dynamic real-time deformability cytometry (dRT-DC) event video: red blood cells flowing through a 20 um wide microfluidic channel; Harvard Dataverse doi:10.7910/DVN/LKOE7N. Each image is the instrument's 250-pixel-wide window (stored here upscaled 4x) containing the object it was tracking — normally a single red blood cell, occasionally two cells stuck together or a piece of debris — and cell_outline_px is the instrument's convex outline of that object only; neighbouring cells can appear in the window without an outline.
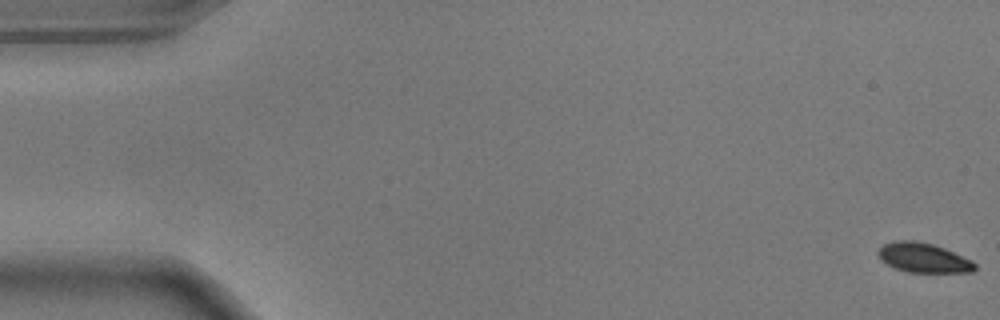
{"species": "common noctule bat (a hibernating species)", "species_latin": "Nyctalus noctula", "temperature_condition": "warm", "stored_images_in_passage": 56, "camera_frame_rate_fps": 3000, "um_per_image_px": 0.085, "animal": {"sex": "male", "body_mass_g": 17.9}, "frame": {"image": 1, "passage_image": 1, "time_ms": 0.0, "image_size_px": [1000, 320], "cell_outline_px": [[976, 268], [972, 272], [908, 272], [896, 268], [880, 260], [876, 252], [884, 244], [896, 240], [912, 240], [932, 244], [944, 248], [972, 260], [976, 264]], "centroid_in_image_um": [78.48, 21.91], "position_along_channel_um": 6.5, "area_um2": 16.59}}
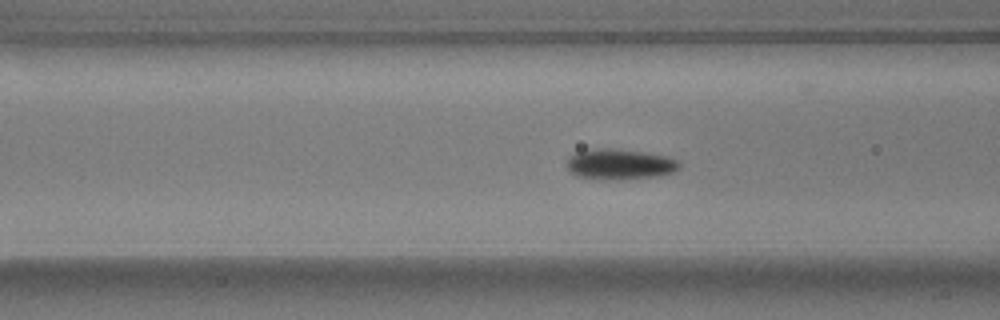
{"frame": {"image": 2, "passage_image": 22, "time_ms": 7.0, "image_size_px": [1000, 320], "cell_outline_px": [[680, 168], [672, 172], [660, 176], [620, 180], [596, 180], [576, 176], [568, 168], [568, 160], [576, 152], [596, 148], [616, 148], [664, 156], [676, 160], [680, 164]], "centroid_in_image_um": [52.67, 13.98], "position_along_channel_um": 113.9, "area_um2": 20.06}}
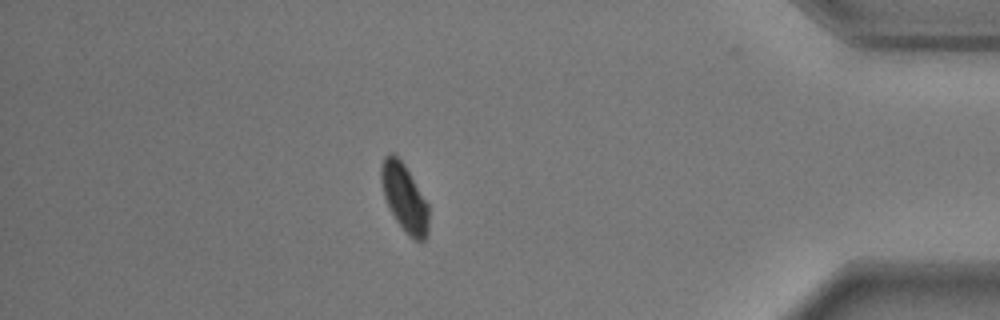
{"frame": {"image": 3, "passage_image": 49, "time_ms": 16.0, "image_size_px": [1000, 320], "cell_outline_px": [[428, 232], [424, 240], [412, 240], [404, 232], [396, 220], [384, 196], [380, 180], [380, 164], [384, 156], [392, 152], [404, 164], [428, 204]], "centroid_in_image_um": [34.36, 16.81], "position_along_channel_um": 400.8, "area_um2": 18.67}, "authors_computed_cell_mechanics": {"area_um2": 18.7561, "velocity_mm_per_s": 3.6388, "shape_relaxation_time_tau1_ms": 1.6989, "shape_relaxation_time_tau2_ms": null, "deformation_change_tau1": 0.1242, "deformation_change_tau2": null}}